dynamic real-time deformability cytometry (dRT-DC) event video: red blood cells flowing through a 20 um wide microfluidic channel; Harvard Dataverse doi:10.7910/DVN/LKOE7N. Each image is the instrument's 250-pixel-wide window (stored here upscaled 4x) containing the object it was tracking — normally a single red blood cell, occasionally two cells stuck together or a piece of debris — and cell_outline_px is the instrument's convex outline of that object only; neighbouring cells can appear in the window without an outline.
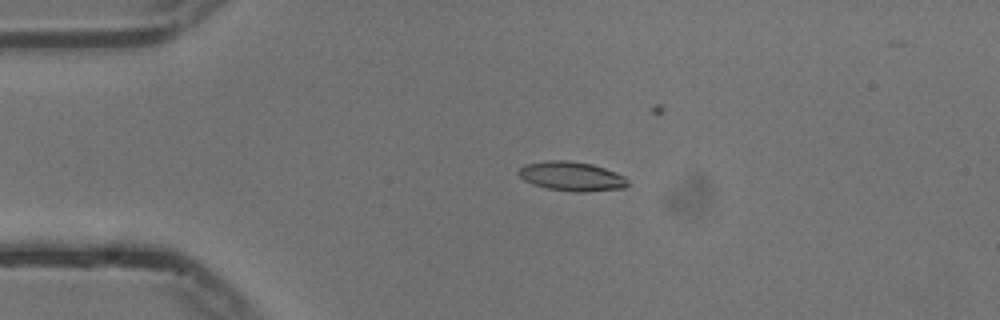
{"species": "common noctule bat (a hibernating species)", "species_latin": "Nyctalus noctula", "temperature_condition": "cold", "stored_images_in_passage": 32, "camera_frame_rate_fps": 3000, "um_per_image_px": 0.085, "animal": {"sex": "male", "body_mass_g": 13.3}, "frame": {"image": 1, "passage_image": 1, "time_ms": 0.0, "image_size_px": [1000, 320], "cell_outline_px": [[628, 184], [624, 188], [584, 192], [572, 192], [548, 188], [532, 184], [524, 180], [516, 172], [520, 168], [528, 164], [548, 160], [564, 160], [592, 164], [604, 168], [624, 176], [628, 180]], "centroid_in_image_um": [48.59, 14.99], "position_along_channel_um": 36.4, "area_um2": 18.5}}
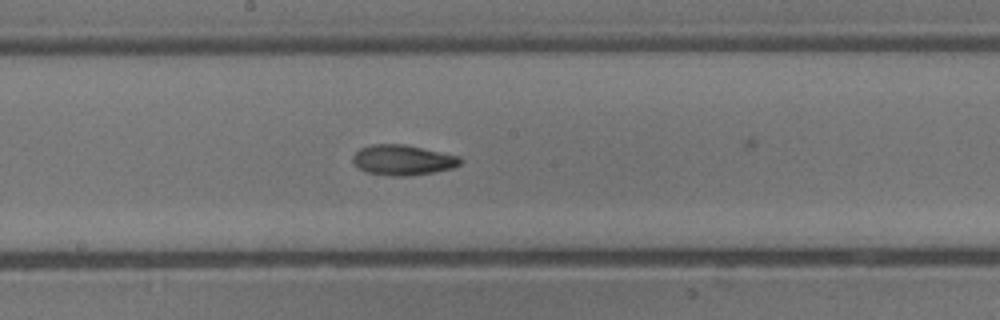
{"frame": {"image": 2, "passage_image": 18, "time_ms": 5.667, "image_size_px": [1000, 320], "cell_outline_px": [[464, 160], [460, 164], [452, 168], [432, 172], [408, 176], [392, 176], [368, 172], [360, 168], [352, 160], [352, 156], [360, 148], [372, 144], [404, 144], [460, 156]], "centroid_in_image_um": [34.26, 13.59], "position_along_channel_um": 213.9, "area_um2": 18.84}}
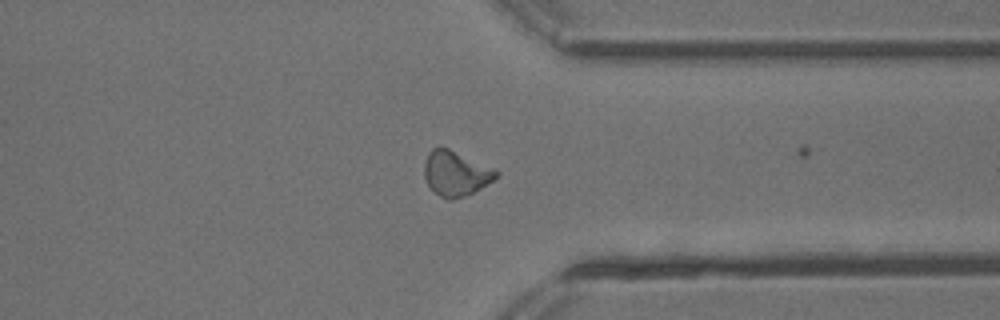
{"frame": {"image": 3, "passage_image": 31, "time_ms": 10.0, "image_size_px": [1000, 320], "cell_outline_px": [[500, 172], [492, 180], [480, 188], [464, 196], [452, 200], [448, 200], [432, 192], [424, 176], [424, 164], [428, 152], [432, 148], [448, 148], [492, 168]], "centroid_in_image_um": [38.68, 14.76], "position_along_channel_um": 372.7, "area_um2": 18.5}}